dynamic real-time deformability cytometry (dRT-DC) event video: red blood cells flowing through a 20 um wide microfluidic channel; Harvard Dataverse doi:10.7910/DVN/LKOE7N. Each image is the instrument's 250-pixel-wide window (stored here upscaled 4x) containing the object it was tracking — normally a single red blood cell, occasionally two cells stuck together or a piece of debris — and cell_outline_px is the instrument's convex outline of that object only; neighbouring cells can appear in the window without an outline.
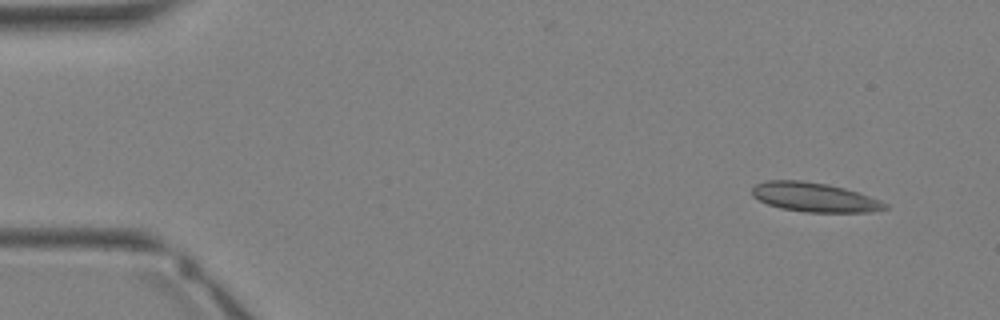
{"species": "Egyptian fruit bat (a non-hibernating species)", "species_latin": "Rousettus aegyptiacus", "temperature_condition": "warm", "stored_images_in_passage": 32, "camera_frame_rate_fps": 3000, "um_per_image_px": 0.085, "animal": {"sex": "female"}, "frame": {"image": 1, "passage_image": 1, "time_ms": 0.0, "image_size_px": [1000, 320], "cell_outline_px": [[888, 208], [872, 212], [804, 212], [780, 208], [768, 204], [752, 196], [752, 188], [756, 184], [768, 180], [800, 180], [828, 184], [844, 188], [880, 200], [888, 204]], "centroid_in_image_um": [69.22, 16.77], "position_along_channel_um": 15.8, "area_um2": 22.6}}
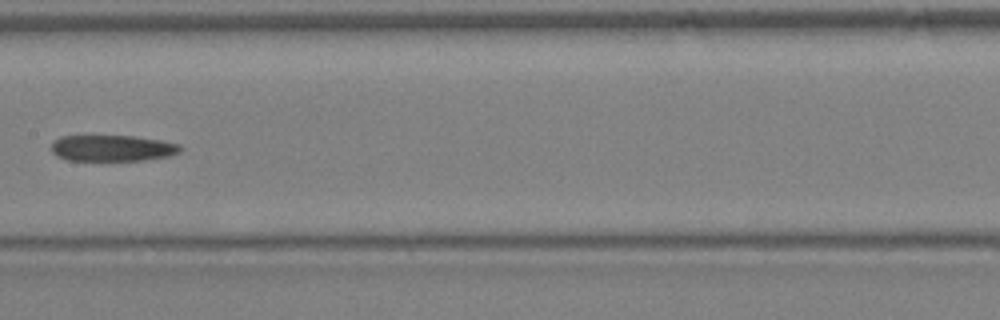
{"frame": {"image": 2, "passage_image": 16, "time_ms": 5.0, "image_size_px": [1000, 320], "cell_outline_px": [[184, 148], [180, 152], [168, 156], [144, 160], [68, 160], [56, 156], [52, 152], [52, 140], [60, 136], [136, 136], [160, 140], [180, 144]], "centroid_in_image_um": [9.56, 12.58], "position_along_channel_um": 197.8, "area_um2": 19.77}}
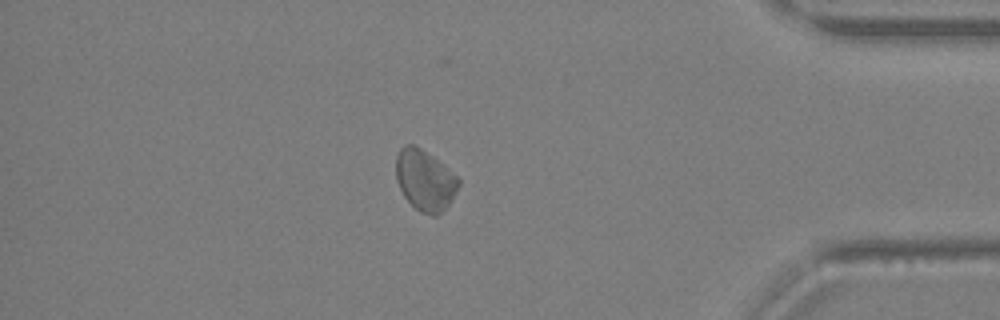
{"frame": {"image": 3, "passage_image": 28, "time_ms": 9.0, "image_size_px": [1000, 320], "cell_outline_px": [[460, 184], [456, 192], [448, 204], [436, 216], [432, 216], [420, 212], [404, 196], [396, 180], [396, 156], [400, 148], [404, 144], [412, 144], [420, 148], [444, 164], [460, 180]], "centroid_in_image_um": [36.11, 15.3], "position_along_channel_um": 399.1, "area_um2": 22.02}}